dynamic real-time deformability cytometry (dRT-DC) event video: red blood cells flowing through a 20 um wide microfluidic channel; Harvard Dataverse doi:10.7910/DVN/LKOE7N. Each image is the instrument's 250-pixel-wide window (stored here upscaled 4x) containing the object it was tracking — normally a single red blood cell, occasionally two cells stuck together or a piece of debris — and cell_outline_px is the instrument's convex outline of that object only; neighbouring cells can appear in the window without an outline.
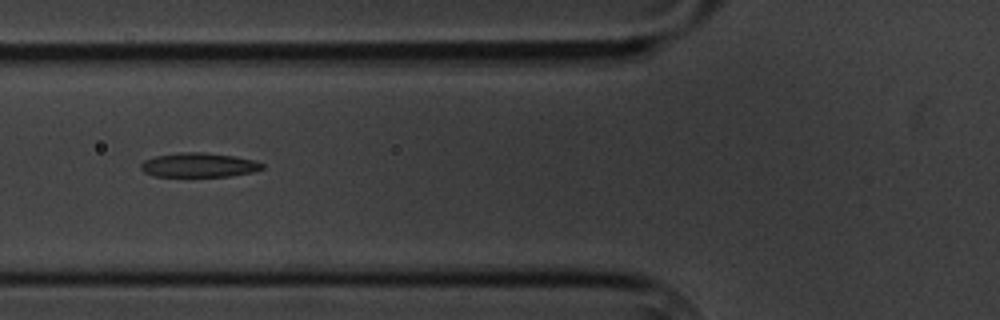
{"species": "common noctule bat (a hibernating species)", "species_latin": "Nyctalus noctula", "temperature_condition": "cold", "stored_images_in_passage": 6, "camera_frame_rate_fps": 3000, "um_per_image_px": 0.085, "animal": {"sex": "male", "body_mass_g": 20.1, "forearm_length_mm": 53.5}, "frame": {"image": 1, "passage_image": 4, "time_ms": 3.667, "image_size_px": [1000, 320], "cell_outline_px": [[264, 168], [252, 172], [232, 176], [152, 176], [144, 172], [140, 168], [140, 164], [144, 160], [156, 156], [180, 152], [204, 152], [236, 156], [256, 160], [264, 164]], "centroid_in_image_um": [16.92, 14.02], "position_along_channel_um": 108.9, "area_um2": 17.34}}
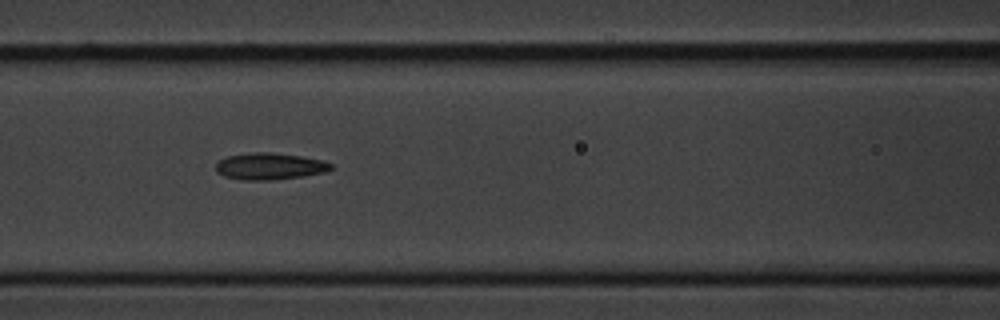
{"frame": {"image": 2, "passage_image": 5, "time_ms": 4.667, "image_size_px": [1000, 320], "cell_outline_px": [[332, 168], [328, 172], [300, 176], [268, 180], [244, 180], [224, 176], [216, 172], [216, 164], [220, 160], [228, 156], [252, 152], [268, 152], [300, 156], [324, 160], [332, 164]], "centroid_in_image_um": [22.93, 14.13], "position_along_channel_um": 143.7, "area_um2": 17.8}}
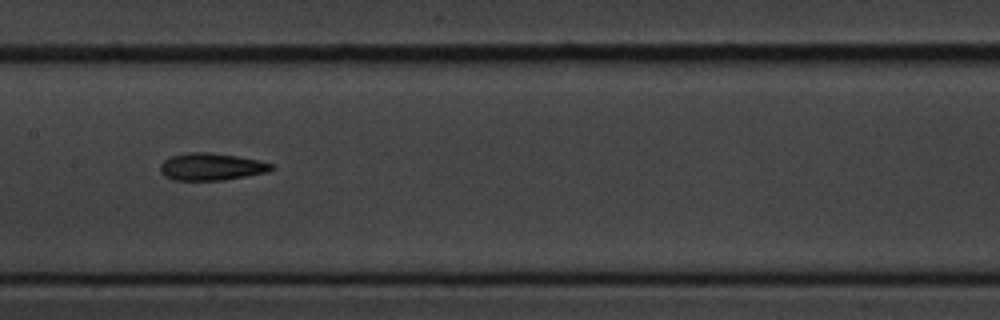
{"frame": {"image": 3, "passage_image": 6, "time_ms": 6.0, "image_size_px": [1000, 320], "cell_outline_px": [[272, 168], [268, 172], [224, 180], [172, 180], [164, 176], [160, 172], [160, 164], [164, 160], [172, 156], [188, 152], [208, 152], [236, 156], [260, 160], [272, 164]], "centroid_in_image_um": [17.93, 14.17], "position_along_channel_um": 189.5, "area_um2": 17.63}}